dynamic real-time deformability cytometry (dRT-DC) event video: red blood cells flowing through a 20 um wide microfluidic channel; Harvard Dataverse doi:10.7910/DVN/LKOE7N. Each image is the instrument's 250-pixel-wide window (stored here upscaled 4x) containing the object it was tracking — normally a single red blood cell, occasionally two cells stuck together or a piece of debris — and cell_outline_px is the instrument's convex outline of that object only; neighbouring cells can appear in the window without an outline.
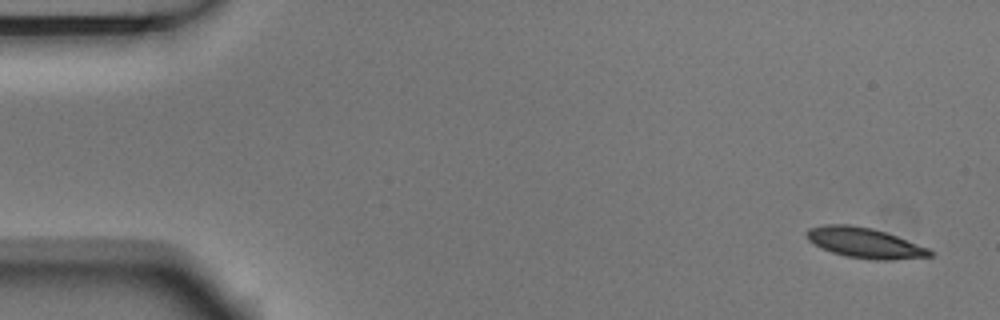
{"species": "Egyptian fruit bat (a non-hibernating species)", "species_latin": "Rousettus aegyptiacus", "temperature_condition": "room temperature", "stored_images_in_passage": 7, "camera_frame_rate_fps": 3000, "um_per_image_px": 0.085, "animal": {"sex": "male"}, "frame": {"image": 1, "passage_image": 1, "time_ms": 0.0, "image_size_px": [1000, 320], "cell_outline_px": [[936, 252], [932, 256], [892, 260], [872, 260], [848, 256], [832, 252], [812, 244], [808, 240], [804, 232], [808, 228], [824, 224], [848, 224], [872, 228], [896, 236], [928, 248]], "centroid_in_image_um": [73.47, 20.64], "position_along_channel_um": 11.5, "area_um2": 21.79}}
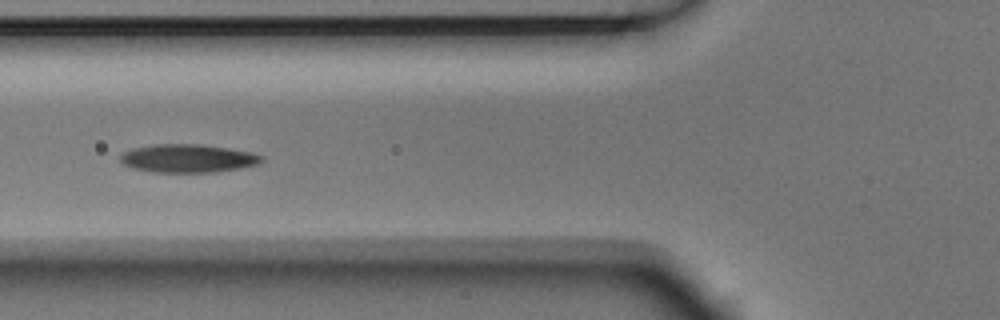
{"frame": {"image": 2, "passage_image": 5, "time_ms": 1.333, "image_size_px": [1000, 320], "cell_outline_px": [[264, 160], [256, 164], [240, 168], [216, 172], [152, 172], [132, 168], [124, 164], [120, 160], [120, 156], [124, 152], [132, 148], [152, 144], [200, 144], [228, 148], [252, 152], [264, 156]], "centroid_in_image_um": [15.97, 13.46], "position_along_channel_um": 109.8, "area_um2": 23.35}}
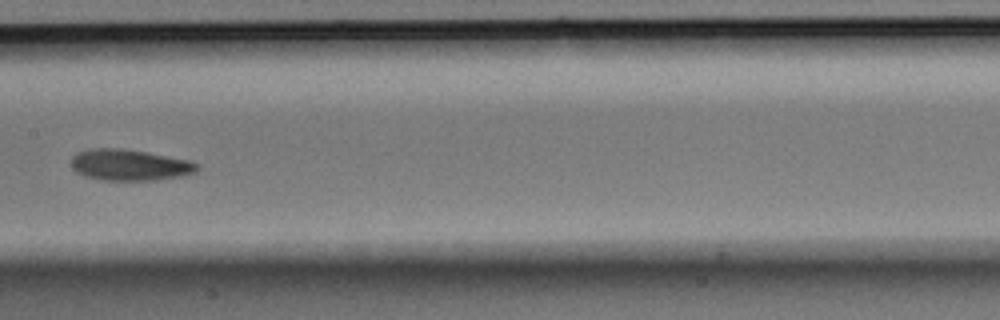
{"frame": {"image": 3, "passage_image": 7, "time_ms": 2.0, "image_size_px": [1000, 320], "cell_outline_px": [[200, 168], [196, 172], [180, 176], [156, 180], [100, 180], [84, 176], [76, 172], [72, 168], [72, 156], [76, 152], [92, 148], [120, 148], [148, 152], [192, 160], [200, 164]], "centroid_in_image_um": [11.04, 14.01], "position_along_channel_um": 196.4, "area_um2": 23.24}}